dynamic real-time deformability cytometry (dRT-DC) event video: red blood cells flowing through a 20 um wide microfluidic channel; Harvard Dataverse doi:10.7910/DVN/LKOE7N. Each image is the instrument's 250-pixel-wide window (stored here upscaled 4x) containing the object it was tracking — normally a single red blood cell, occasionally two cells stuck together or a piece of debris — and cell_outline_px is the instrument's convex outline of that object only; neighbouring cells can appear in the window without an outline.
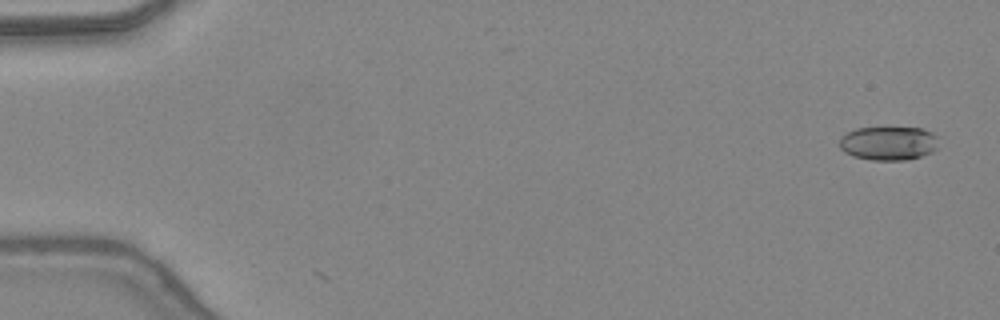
{"species": "common noctule bat (a hibernating species)", "species_latin": "Nyctalus noctula", "temperature_condition": "warm", "stored_images_in_passage": 2, "camera_frame_rate_fps": 3000, "um_per_image_px": 0.085, "animal": {"sex": "female", "body_mass_g": 24.6, "forearm_length_mm": 56.2}, "frame": {"image": 1, "passage_image": 1, "time_ms": 0.0, "image_size_px": [1000, 320], "cell_outline_px": [[936, 148], [932, 152], [908, 160], [872, 160], [852, 156], [844, 152], [840, 148], [840, 136], [856, 128], [920, 128], [932, 132], [936, 136]], "centroid_in_image_um": [75.49, 12.18], "position_along_channel_um": 9.5, "area_um2": 19.48}}